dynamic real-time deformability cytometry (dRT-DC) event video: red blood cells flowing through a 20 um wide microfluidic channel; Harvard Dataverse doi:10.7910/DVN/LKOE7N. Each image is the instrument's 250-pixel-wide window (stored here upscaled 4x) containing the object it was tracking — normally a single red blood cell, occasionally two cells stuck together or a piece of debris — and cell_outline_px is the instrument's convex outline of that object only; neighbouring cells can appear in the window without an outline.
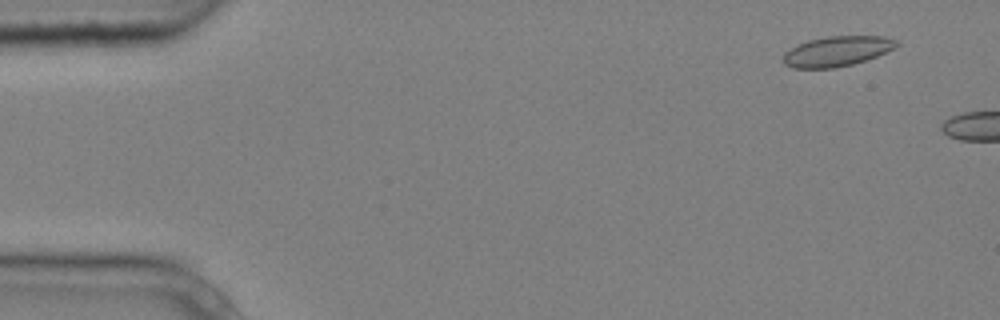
{"species": "common noctule bat (a hibernating species)", "species_latin": "Nyctalus noctula", "temperature_condition": "cold", "stored_images_in_passage": 2, "camera_frame_rate_fps": 3000, "um_per_image_px": 0.085, "animal": {"sex": "male", "body_mass_g": 20.4}, "frame": {"image": 1, "passage_image": 1, "time_ms": 0.0, "image_size_px": [1000, 320], "cell_outline_px": [[900, 44], [896, 48], [876, 56], [852, 64], [836, 68], [792, 68], [784, 64], [784, 52], [808, 40], [828, 36], [884, 36], [896, 40]], "centroid_in_image_um": [71.17, 4.35], "position_along_channel_um": 13.8, "area_um2": 19.77}}